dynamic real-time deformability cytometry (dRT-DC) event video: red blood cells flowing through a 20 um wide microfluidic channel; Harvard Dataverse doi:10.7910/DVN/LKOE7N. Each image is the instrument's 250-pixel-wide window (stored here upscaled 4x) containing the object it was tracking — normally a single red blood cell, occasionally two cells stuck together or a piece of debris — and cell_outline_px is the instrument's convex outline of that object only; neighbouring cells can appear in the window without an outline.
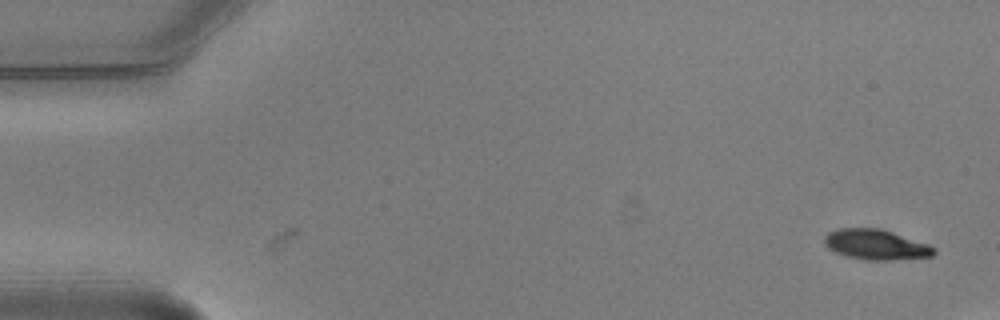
{"species": "common noctule bat (a hibernating species)", "species_latin": "Nyctalus noctula", "temperature_condition": "warm", "stored_images_in_passage": 2, "camera_frame_rate_fps": 3000, "um_per_image_px": 0.085, "animal": {"sex": "male", "body_mass_g": 20.5, "forearm_length_mm": 52.5}, "frame": {"image": 1, "passage_image": 2, "time_ms": 0.333, "image_size_px": [1000, 320], "cell_outline_px": [[936, 252], [932, 256], [892, 260], [864, 260], [848, 256], [836, 252], [828, 248], [824, 244], [824, 236], [828, 232], [840, 228], [880, 228], [928, 244], [936, 248]], "centroid_in_image_um": [74.44, 20.79], "position_along_channel_um": 10.6, "area_um2": 19.25}}